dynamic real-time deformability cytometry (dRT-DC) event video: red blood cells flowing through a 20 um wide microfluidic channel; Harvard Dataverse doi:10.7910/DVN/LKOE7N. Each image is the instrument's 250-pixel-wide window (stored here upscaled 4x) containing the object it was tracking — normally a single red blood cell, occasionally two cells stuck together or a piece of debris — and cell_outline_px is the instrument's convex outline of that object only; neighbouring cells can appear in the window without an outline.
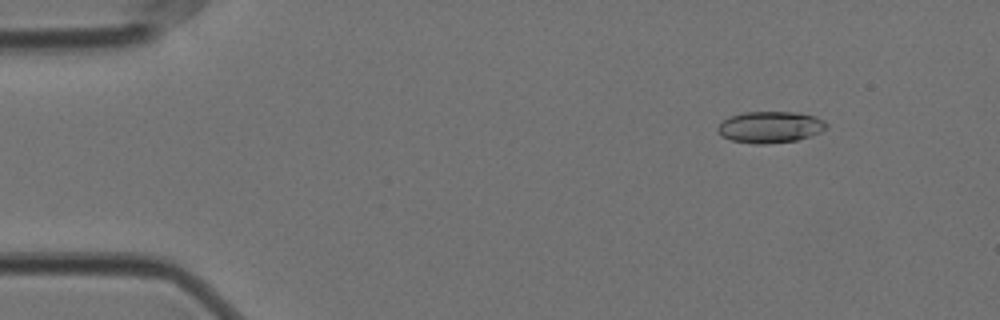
{"species": "Egyptian fruit bat (a non-hibernating species)", "species_latin": "Rousettus aegyptiacus", "temperature_condition": "cold", "stored_images_in_passage": 58, "camera_frame_rate_fps": 3000, "um_per_image_px": 0.085, "animal": {"sex": "female"}, "frame": {"image": 1, "passage_image": 7, "time_ms": 2.0, "image_size_px": [1000, 320], "cell_outline_px": [[828, 128], [820, 132], [796, 140], [764, 144], [752, 144], [732, 140], [720, 136], [716, 132], [716, 128], [728, 116], [744, 112], [796, 112], [816, 116], [824, 120], [828, 124]], "centroid_in_image_um": [65.44, 10.8], "position_along_channel_um": 19.6, "area_um2": 20.11}}
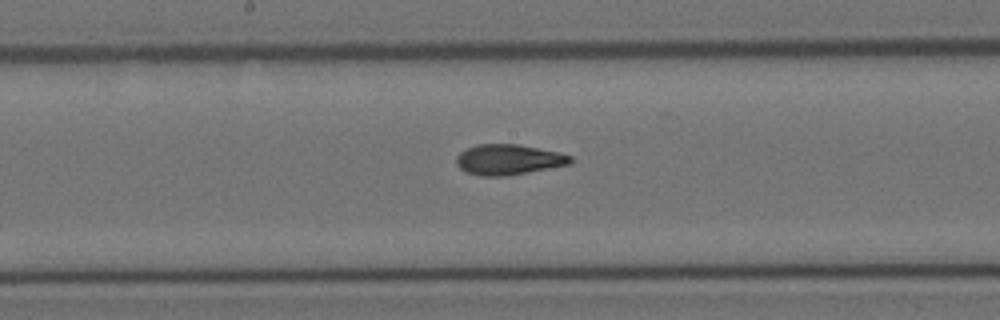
{"frame": {"image": 2, "passage_image": 30, "time_ms": 9.667, "image_size_px": [1000, 320], "cell_outline_px": [[572, 160], [568, 164], [508, 176], [480, 176], [464, 172], [456, 164], [456, 156], [460, 152], [476, 144], [516, 144], [560, 152], [572, 156]], "centroid_in_image_um": [43.18, 13.57], "position_along_channel_um": 205.0, "area_um2": 20.23}}
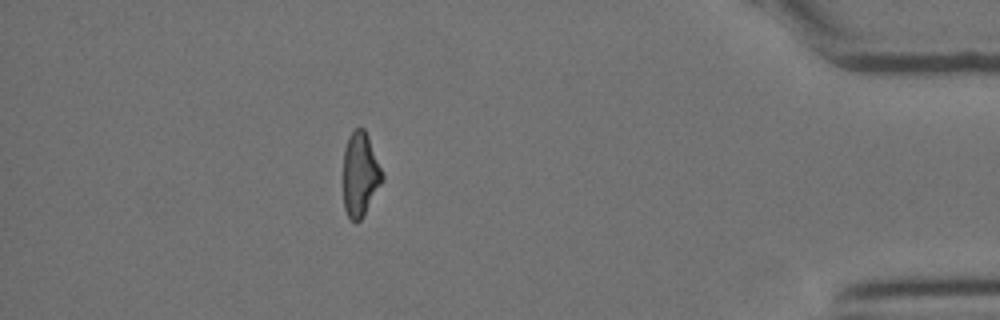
{"frame": {"image": 3, "passage_image": 51, "time_ms": 16.667, "image_size_px": [1000, 320], "cell_outline_px": [[384, 180], [360, 220], [352, 220], [348, 216], [344, 208], [344, 148], [348, 136], [356, 128], [364, 128], [368, 136], [384, 176]], "centroid_in_image_um": [30.62, 14.79], "position_along_channel_um": 404.6, "area_um2": 18.84}, "authors_computed_cell_mechanics": {"area_um2": 19.9988, "velocity_mm_per_s": 3.5272, "shape_relaxation_time_tau1_ms": 4.7391, "shape_relaxation_time_tau2_ms": 2.135, "deformation_change_tau1": 0.1704, "deformation_change_tau2": 0.1002}}